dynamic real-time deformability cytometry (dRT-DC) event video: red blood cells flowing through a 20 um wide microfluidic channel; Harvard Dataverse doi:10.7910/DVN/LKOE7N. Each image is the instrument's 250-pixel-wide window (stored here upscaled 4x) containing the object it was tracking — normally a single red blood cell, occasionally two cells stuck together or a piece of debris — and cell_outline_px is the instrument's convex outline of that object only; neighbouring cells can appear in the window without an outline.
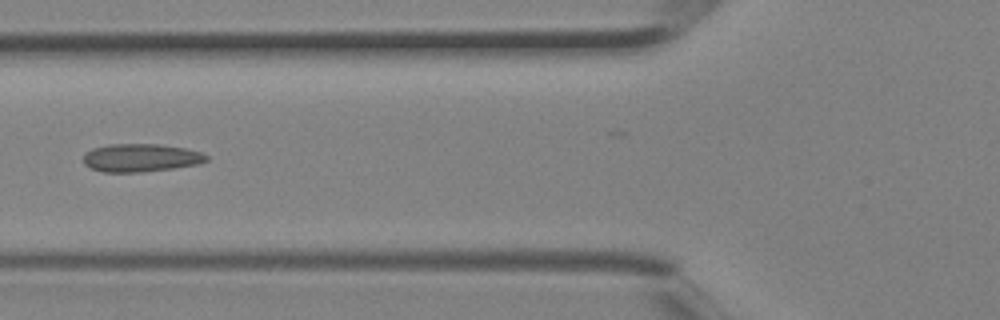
{"species": "Egyptian fruit bat (a non-hibernating species)", "species_latin": "Rousettus aegyptiacus", "temperature_condition": "room temperature", "stored_images_in_passage": 4, "camera_frame_rate_fps": 3000, "um_per_image_px": 0.085, "animal": {"sex": "female"}, "frame": {"image": 1, "passage_image": 4, "time_ms": 1.0, "image_size_px": [1000, 320], "cell_outline_px": [[208, 160], [200, 164], [172, 168], [140, 172], [104, 172], [92, 168], [84, 164], [84, 156], [92, 148], [108, 144], [160, 144], [184, 148], [200, 152], [208, 156]], "centroid_in_image_um": [11.98, 13.41], "position_along_channel_um": 113.8, "area_um2": 20.0}}